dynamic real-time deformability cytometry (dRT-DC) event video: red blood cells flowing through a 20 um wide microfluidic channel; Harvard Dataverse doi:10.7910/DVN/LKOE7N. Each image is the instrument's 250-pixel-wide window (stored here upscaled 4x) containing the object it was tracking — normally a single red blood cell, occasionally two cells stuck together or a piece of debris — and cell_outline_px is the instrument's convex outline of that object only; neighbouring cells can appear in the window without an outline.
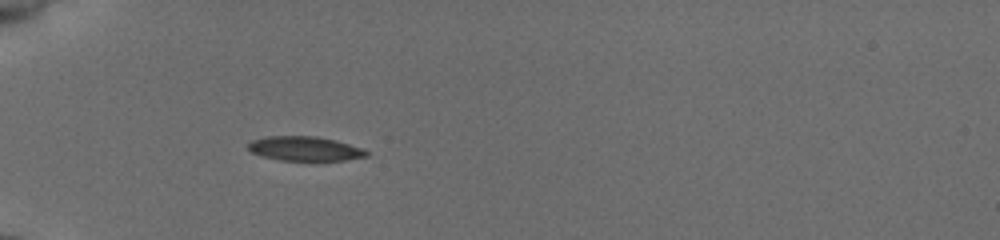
{"species": "common noctule bat (a hibernating species)", "species_latin": "Nyctalus noctula", "temperature_condition": "cold", "stored_images_in_passage": 37, "camera_frame_rate_fps": 3000, "um_per_image_px": 0.085, "animal": {"sex": "female", "body_mass_g": 19.5, "forearm_length_mm": 54.1}, "frame": {"image": 1, "passage_image": 1, "time_ms": 0.0, "image_size_px": [1000, 240], "cell_outline_px": [[368, 156], [344, 160], [280, 160], [264, 156], [252, 152], [248, 148], [248, 144], [252, 140], [268, 136], [316, 136], [348, 144], [360, 148], [368, 152]], "centroid_in_image_um": [25.89, 12.63], "position_along_channel_um": 59.1, "area_um2": 16.42}}
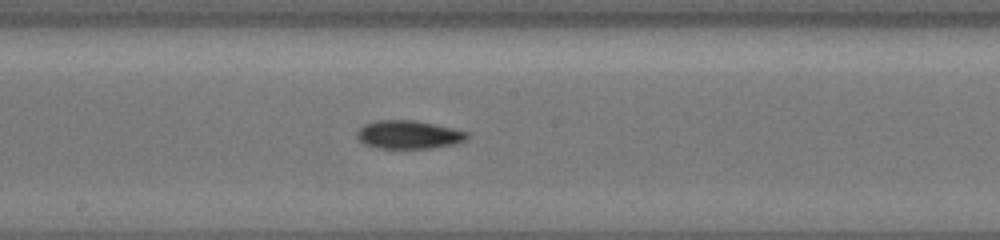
{"frame": {"image": 2, "passage_image": 14, "time_ms": 4.333, "image_size_px": [1000, 240], "cell_outline_px": [[468, 136], [464, 140], [452, 144], [432, 148], [376, 148], [364, 144], [356, 136], [356, 132], [364, 124], [376, 120], [416, 120], [452, 128], [468, 132]], "centroid_in_image_um": [34.69, 11.44], "position_along_channel_um": 213.5, "area_um2": 18.09}}
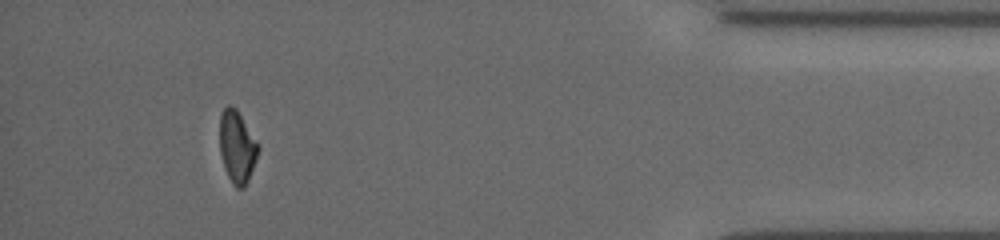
{"frame": {"image": 3, "passage_image": 33, "time_ms": 10.667, "image_size_px": [1000, 240], "cell_outline_px": [[260, 148], [248, 180], [244, 188], [236, 188], [232, 184], [224, 168], [220, 152], [220, 112], [228, 104], [232, 104], [236, 108], [260, 144]], "centroid_in_image_um": [20.15, 12.45], "position_along_channel_um": 415.0, "area_um2": 16.42}, "authors_computed_cell_mechanics": {"area_um2": 17.1088, "velocity_mm_per_s": 3.9156, "shape_relaxation_time_tau1_ms": 3.3949, "shape_relaxation_time_tau2_ms": 3.8654, "deformation_change_tau1": 0.1065, "deformation_change_tau2": 0.0986}}